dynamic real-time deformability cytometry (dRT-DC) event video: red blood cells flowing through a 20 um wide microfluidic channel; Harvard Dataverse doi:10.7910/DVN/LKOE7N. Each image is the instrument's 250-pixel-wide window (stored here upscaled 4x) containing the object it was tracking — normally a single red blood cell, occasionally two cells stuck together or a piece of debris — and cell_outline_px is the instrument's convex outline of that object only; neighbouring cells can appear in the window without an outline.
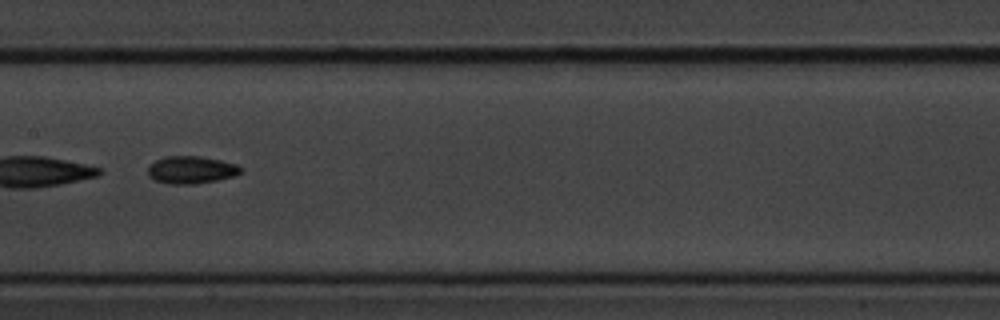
{"species": "common noctule bat (a hibernating species)", "species_latin": "Nyctalus noctula", "temperature_condition": "cold", "stored_images_in_passage": 8, "camera_frame_rate_fps": 3000, "um_per_image_px": 0.085, "animal": {"sex": "male", "body_mass_g": 20.1, "forearm_length_mm": 53.5}, "frame": {"image": 1, "passage_image": 8, "time_ms": 2.333, "image_size_px": [1000, 320], "cell_outline_px": [[244, 168], [236, 176], [196, 184], [168, 184], [156, 180], [148, 176], [148, 168], [156, 160], [164, 156], [200, 156], [220, 160], [236, 164]], "centroid_in_image_um": [16.27, 14.44], "position_along_channel_um": 191.1, "area_um2": 14.91}}